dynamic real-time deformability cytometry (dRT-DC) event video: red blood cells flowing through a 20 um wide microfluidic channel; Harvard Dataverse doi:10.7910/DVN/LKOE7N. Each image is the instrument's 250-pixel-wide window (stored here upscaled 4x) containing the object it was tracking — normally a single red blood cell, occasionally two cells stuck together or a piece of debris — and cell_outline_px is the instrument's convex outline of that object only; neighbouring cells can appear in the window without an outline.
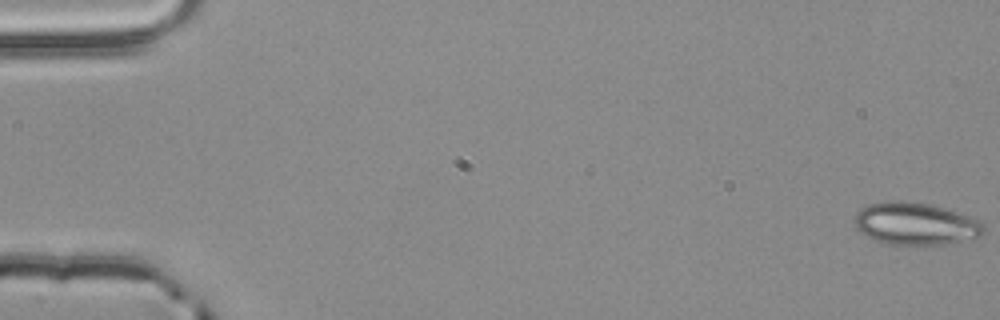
{"species": "common noctule bat (a hibernating species)", "species_latin": "Nyctalus noctula", "temperature_condition": "room temperature", "stored_images_in_passage": 5, "camera_frame_rate_fps": 3000, "um_per_image_px": 0.085, "animal": {"sex": "male", "body_mass_g": 20.4}, "frame": {"image": 1, "passage_image": 1, "time_ms": 0.0, "image_size_px": [1000, 320], "cell_outline_px": [[984, 232], [980, 236], [948, 244], [888, 244], [876, 240], [860, 232], [856, 228], [856, 216], [860, 208], [884, 200], [900, 200], [928, 204], [944, 208], [976, 220], [984, 224]], "centroid_in_image_um": [77.8, 19.01], "position_along_channel_um": 7.2, "area_um2": 31.33}}